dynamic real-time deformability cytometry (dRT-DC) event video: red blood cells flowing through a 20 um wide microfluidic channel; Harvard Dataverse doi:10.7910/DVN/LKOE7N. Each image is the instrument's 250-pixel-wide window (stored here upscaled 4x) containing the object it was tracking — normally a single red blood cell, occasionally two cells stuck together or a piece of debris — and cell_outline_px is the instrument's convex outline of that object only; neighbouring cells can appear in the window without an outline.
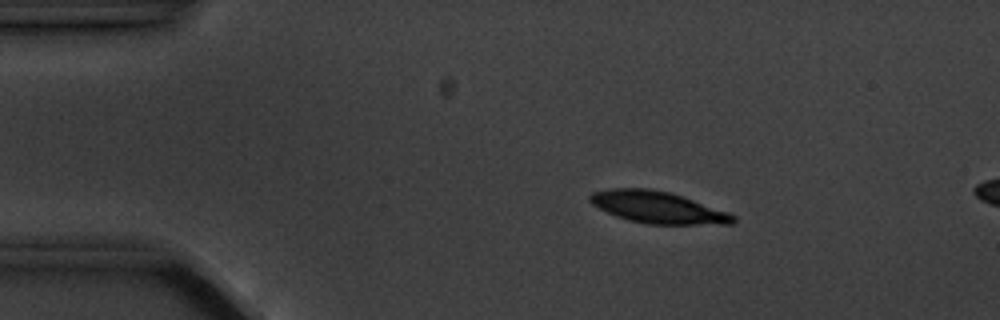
{"species": "common noctule bat (a hibernating species)", "species_latin": "Nyctalus noctula", "temperature_condition": "cold", "stored_images_in_passage": 5, "camera_frame_rate_fps": 3000, "um_per_image_px": 0.085, "animal": {"sex": "male", "body_mass_g": 20.1, "forearm_length_mm": 53.5}, "frame": {"image": 1, "passage_image": 3, "time_ms": 3.0, "image_size_px": [1000, 320], "cell_outline_px": [[736, 220], [732, 224], [648, 224], [628, 220], [616, 216], [592, 204], [588, 200], [588, 196], [592, 192], [608, 188], [648, 188], [668, 192], [728, 212], [736, 216]], "centroid_in_image_um": [55.87, 17.62], "position_along_channel_um": 29.1, "area_um2": 26.3}}